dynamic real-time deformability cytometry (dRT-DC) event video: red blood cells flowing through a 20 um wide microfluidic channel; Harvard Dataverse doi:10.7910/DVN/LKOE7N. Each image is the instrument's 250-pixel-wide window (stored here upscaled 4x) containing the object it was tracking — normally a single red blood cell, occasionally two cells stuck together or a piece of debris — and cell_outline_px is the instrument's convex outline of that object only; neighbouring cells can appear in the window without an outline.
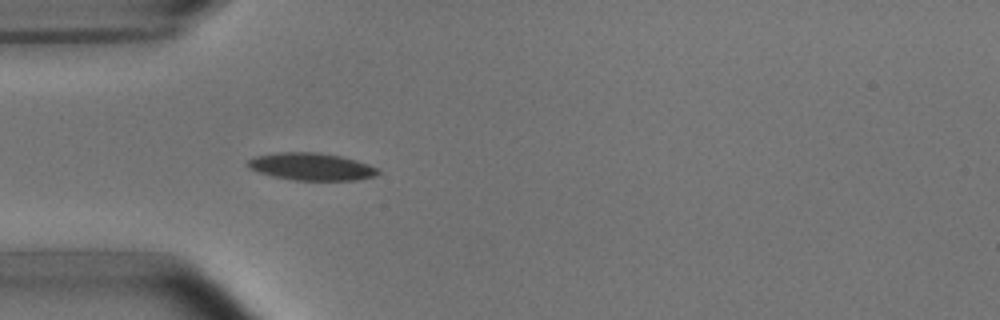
{"species": "common noctule bat (a hibernating species)", "species_latin": "Nyctalus noctula", "temperature_condition": "room temperature", "stored_images_in_passage": 1, "camera_frame_rate_fps": 3000, "um_per_image_px": 0.085, "animal": {"sex": "male", "body_mass_g": 15.6}, "frame": {"image": 1, "passage_image": 1, "time_ms": 0.0, "image_size_px": [1000, 320], "cell_outline_px": [[380, 172], [376, 176], [356, 180], [296, 180], [272, 176], [248, 168], [244, 164], [248, 160], [256, 156], [280, 152], [320, 152], [340, 156], [356, 160], [380, 168]], "centroid_in_image_um": [26.48, 14.16], "position_along_channel_um": 58.5, "area_um2": 20.87}}